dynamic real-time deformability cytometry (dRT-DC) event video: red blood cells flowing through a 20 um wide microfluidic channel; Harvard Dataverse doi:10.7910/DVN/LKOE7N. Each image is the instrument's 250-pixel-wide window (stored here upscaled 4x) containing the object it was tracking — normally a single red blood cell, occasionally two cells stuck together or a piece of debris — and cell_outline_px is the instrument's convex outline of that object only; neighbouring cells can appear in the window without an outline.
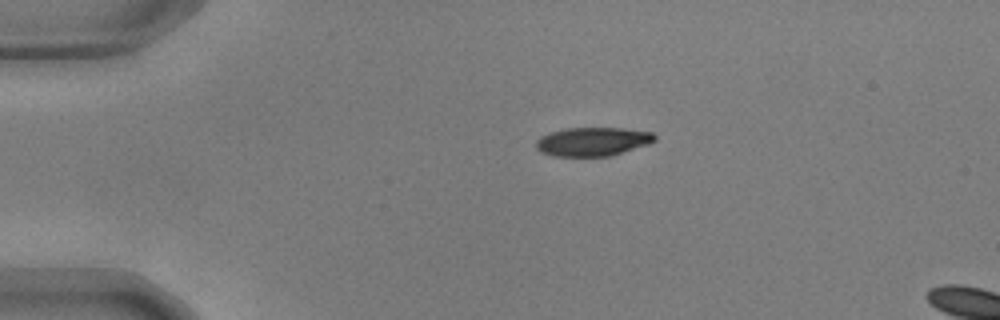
{"species": "common noctule bat (a hibernating species)", "species_latin": "Nyctalus noctula", "temperature_condition": "warm", "stored_images_in_passage": 5, "camera_frame_rate_fps": 3000, "um_per_image_px": 0.085, "animal": {"sex": "male", "body_mass_g": 17.9, "forearm_length_mm": 54.2}, "frame": {"image": 1, "passage_image": 1, "time_ms": 0.0, "image_size_px": [1000, 320], "cell_outline_px": [[656, 140], [648, 144], [612, 156], [552, 156], [540, 152], [536, 148], [536, 140], [540, 136], [564, 128], [624, 128], [652, 132], [656, 136]], "centroid_in_image_um": [50.37, 12.04], "position_along_channel_um": 34.6, "area_um2": 20.0}}